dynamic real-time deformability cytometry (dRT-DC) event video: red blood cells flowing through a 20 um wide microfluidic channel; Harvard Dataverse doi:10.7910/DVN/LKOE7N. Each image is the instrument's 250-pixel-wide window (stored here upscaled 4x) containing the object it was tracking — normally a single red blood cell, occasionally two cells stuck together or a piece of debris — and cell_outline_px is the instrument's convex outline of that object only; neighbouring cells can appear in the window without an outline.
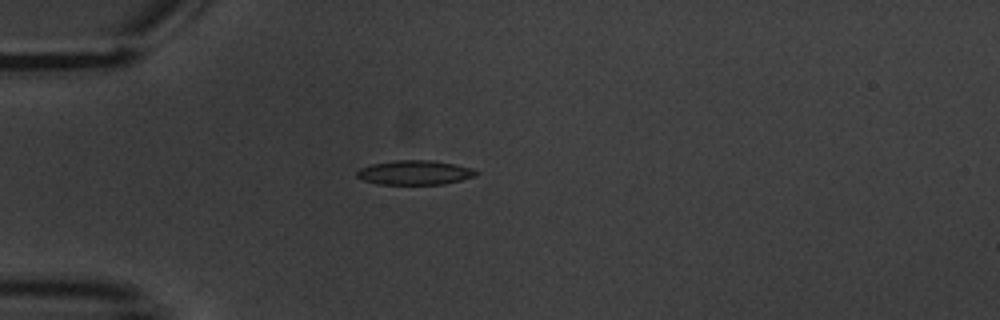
{"species": "common noctule bat (a hibernating species)", "species_latin": "Nyctalus noctula", "temperature_condition": "warm", "stored_images_in_passage": 1, "camera_frame_rate_fps": 3000, "um_per_image_px": 0.085, "animal": {"sex": "male", "body_mass_g": 20.1, "forearm_length_mm": 53.5}, "frame": {"image": 1, "passage_image": 1, "time_ms": 0.0, "image_size_px": [1000, 320], "cell_outline_px": [[480, 172], [476, 176], [444, 184], [380, 184], [364, 180], [356, 176], [356, 172], [360, 168], [372, 164], [396, 160], [432, 160], [472, 168]], "centroid_in_image_um": [35.27, 14.67], "position_along_channel_um": 49.7, "area_um2": 16.82}}